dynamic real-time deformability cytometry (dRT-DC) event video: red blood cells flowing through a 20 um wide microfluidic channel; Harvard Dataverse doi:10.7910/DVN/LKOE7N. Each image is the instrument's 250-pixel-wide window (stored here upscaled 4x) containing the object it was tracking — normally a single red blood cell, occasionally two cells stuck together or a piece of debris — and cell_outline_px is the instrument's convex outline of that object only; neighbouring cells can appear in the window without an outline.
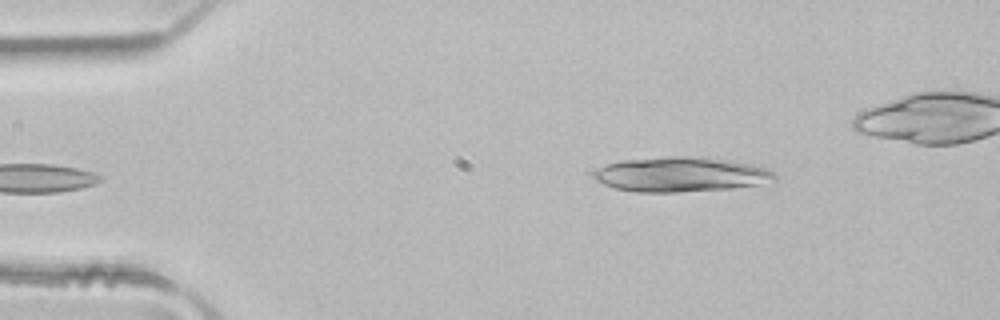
{"species": "common noctule bat (a hibernating species)", "species_latin": "Nyctalus noctula", "temperature_condition": "room temperature", "stored_images_in_passage": 4, "camera_frame_rate_fps": 3000, "um_per_image_px": 0.085, "animal": {"sex": "male", "body_mass_g": 21.5, "forearm_length_mm": 52.0}, "frame": {"image": 1, "passage_image": 4, "time_ms": 1.0, "image_size_px": [1000, 320], "cell_outline_px": [[780, 176], [776, 180], [756, 184], [724, 188], [676, 192], [636, 192], [616, 188], [604, 184], [596, 180], [592, 176], [592, 172], [608, 164], [620, 160], [668, 156], [688, 156], [728, 160], [752, 164], [776, 172]], "centroid_in_image_um": [57.85, 14.81], "position_along_channel_um": 27.1, "area_um2": 36.36}}